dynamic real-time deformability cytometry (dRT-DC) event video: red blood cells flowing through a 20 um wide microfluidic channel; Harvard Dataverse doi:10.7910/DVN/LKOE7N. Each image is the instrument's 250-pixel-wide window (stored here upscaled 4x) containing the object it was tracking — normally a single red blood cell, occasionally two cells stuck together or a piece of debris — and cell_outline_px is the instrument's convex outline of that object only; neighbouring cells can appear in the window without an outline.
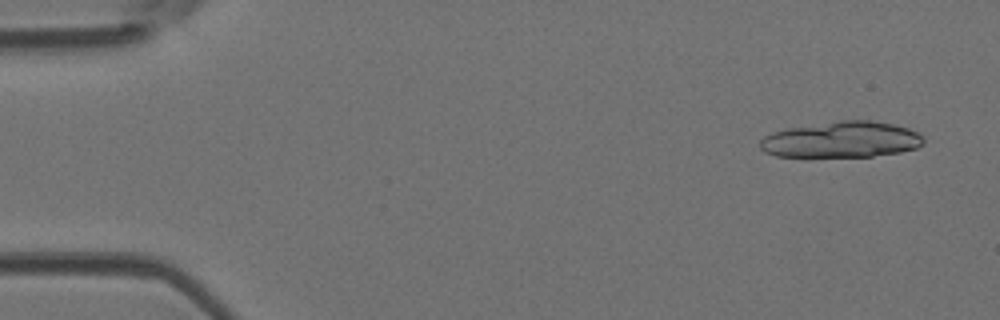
{"species": "Egyptian fruit bat (a non-hibernating species)", "species_latin": "Rousettus aegyptiacus", "temperature_condition": "room temperature", "stored_images_in_passage": 5, "segment_of_instrument_passage": [1, 2], "camera_frame_rate_fps": 3000, "um_per_image_px": 0.085, "animal": {"sex": "female"}, "frame": {"image": 1, "passage_image": 1, "time_ms": 0.0, "image_size_px": [1000, 320], "cell_outline_px": [[924, 144], [916, 148], [900, 152], [872, 156], [808, 160], [776, 156], [764, 152], [760, 148], [760, 140], [764, 136], [772, 132], [788, 128], [840, 120], [872, 120], [892, 124], [908, 128], [920, 132], [924, 136]], "centroid_in_image_um": [71.48, 11.92], "position_along_channel_um": 13.5, "area_um2": 35.78}}